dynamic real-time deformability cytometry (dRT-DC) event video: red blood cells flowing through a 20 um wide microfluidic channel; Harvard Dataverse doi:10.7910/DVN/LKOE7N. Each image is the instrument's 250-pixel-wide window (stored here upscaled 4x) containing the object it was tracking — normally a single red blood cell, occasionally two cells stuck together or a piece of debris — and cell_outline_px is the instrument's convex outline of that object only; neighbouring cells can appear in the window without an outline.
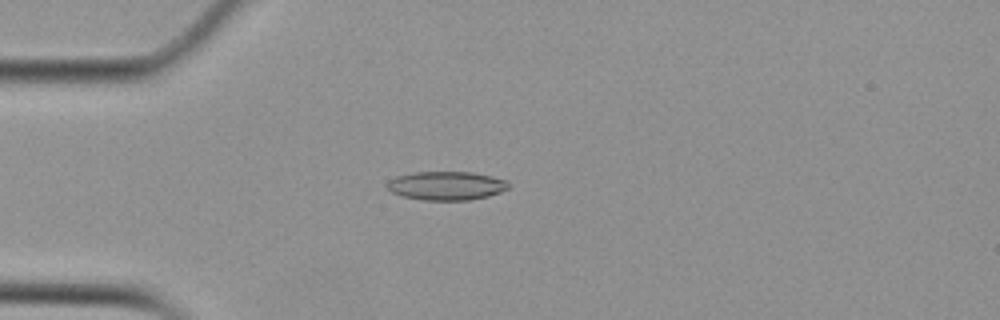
{"species": "Egyptian fruit bat (a non-hibernating species)", "species_latin": "Rousettus aegyptiacus", "temperature_condition": "cold", "stored_images_in_passage": 53, "camera_frame_rate_fps": 3000, "um_per_image_px": 0.085, "animal": {"sex": "female"}, "frame": {"image": 1, "passage_image": 13, "time_ms": 4.0, "image_size_px": [1000, 320], "cell_outline_px": [[508, 188], [500, 192], [488, 196], [468, 200], [424, 200], [400, 196], [392, 192], [384, 184], [388, 180], [396, 176], [416, 172], [472, 172], [492, 176], [508, 180]], "centroid_in_image_um": [37.92, 15.78], "position_along_channel_um": 47.1, "area_um2": 20.4}}
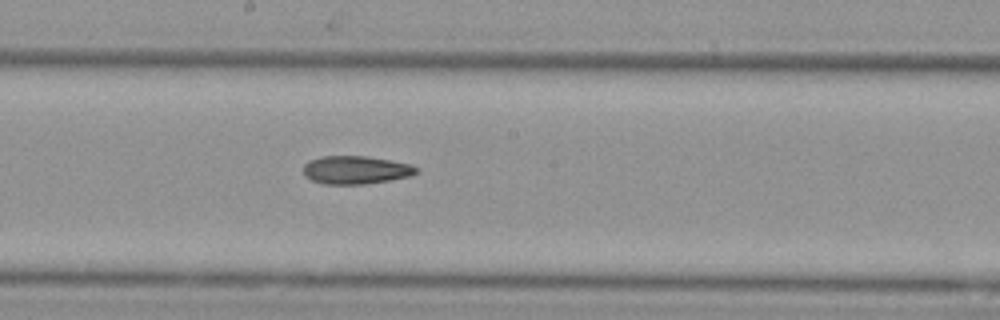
{"frame": {"image": 2, "passage_image": 28, "time_ms": 9.0, "image_size_px": [1000, 320], "cell_outline_px": [[420, 172], [412, 176], [364, 184], [324, 184], [312, 180], [304, 176], [304, 164], [308, 160], [320, 156], [364, 156], [412, 164]], "centroid_in_image_um": [30.23, 14.44], "position_along_channel_um": 218.0, "area_um2": 18.55}}
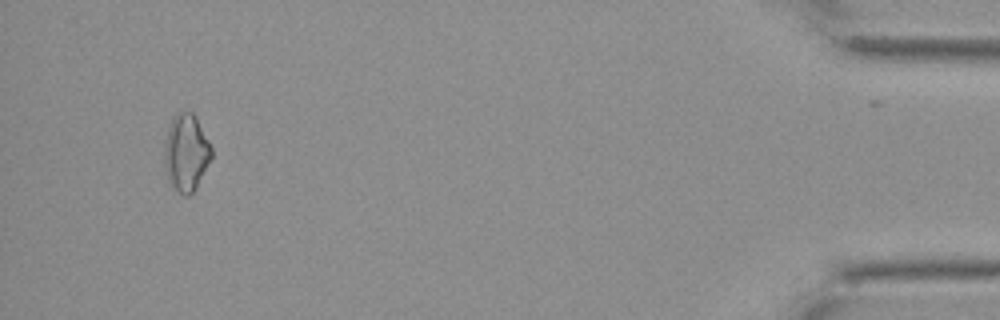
{"frame": {"image": 3, "passage_image": 50, "time_ms": 16.333, "image_size_px": [1000, 320], "cell_outline_px": [[212, 156], [196, 188], [188, 196], [184, 196], [168, 180], [164, 168], [164, 144], [168, 128], [172, 116], [176, 112], [192, 112], [196, 116], [212, 148]], "centroid_in_image_um": [15.8, 12.95], "position_along_channel_um": 419.4, "area_um2": 21.15}, "authors_computed_cell_mechanics": {"area_um2": 19.074, "velocity_mm_per_s": 3.7616, "shape_relaxation_time_tau1_ms": null, "shape_relaxation_time_tau2_ms": 10.4568, "deformation_change_tau1": null, "deformation_change_tau2": 0.2312}}